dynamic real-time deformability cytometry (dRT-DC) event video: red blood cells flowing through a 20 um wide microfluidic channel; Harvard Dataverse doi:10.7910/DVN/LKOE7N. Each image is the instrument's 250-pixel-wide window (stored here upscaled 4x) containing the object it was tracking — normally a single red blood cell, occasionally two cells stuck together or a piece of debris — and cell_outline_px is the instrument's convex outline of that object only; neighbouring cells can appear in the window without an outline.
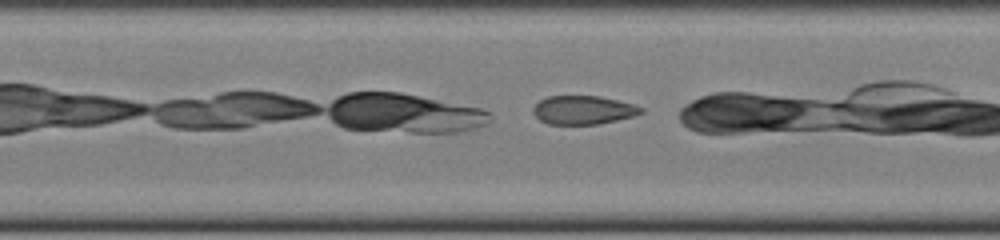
{"species": "common noctule bat (a hibernating species)", "species_latin": "Nyctalus noctula", "temperature_condition": "cold", "stored_images_in_passage": 20, "camera_frame_rate_fps": 3000, "um_per_image_px": 0.085, "animal": {"sex": "female", "body_mass_g": 22.0, "forearm_length_mm": 56.7}, "frame": {"image": 1, "passage_image": 6, "time_ms": 1.667, "image_size_px": [1000, 240], "cell_outline_px": [[644, 112], [632, 116], [616, 120], [596, 124], [548, 124], [540, 120], [532, 112], [532, 108], [540, 100], [548, 96], [600, 96], [632, 104], [644, 108]], "centroid_in_image_um": [49.55, 9.35], "position_along_channel_um": 157.9, "area_um2": 17.86}}